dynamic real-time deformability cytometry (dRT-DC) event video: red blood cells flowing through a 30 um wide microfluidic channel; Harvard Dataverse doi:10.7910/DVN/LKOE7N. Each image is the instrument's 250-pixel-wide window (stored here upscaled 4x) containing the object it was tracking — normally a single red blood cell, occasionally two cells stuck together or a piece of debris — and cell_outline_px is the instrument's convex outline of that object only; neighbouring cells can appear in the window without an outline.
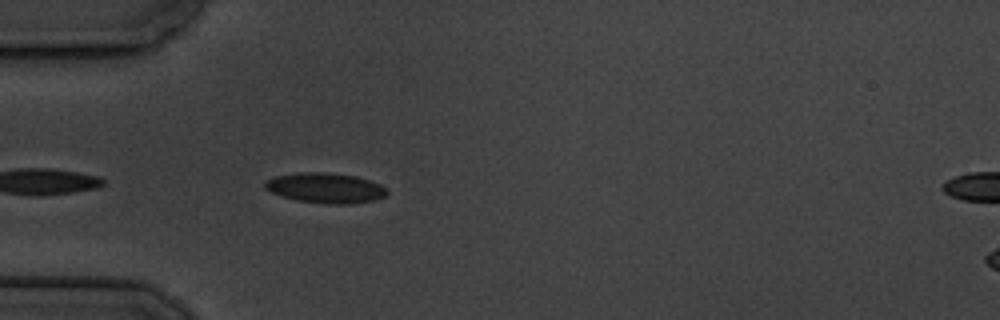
{"species": "common noctule bat (a hibernating species)", "species_latin": "Nyctalus noctula", "temperature_condition": "cold", "stored_images_in_passage": 5, "segment_of_instrument_passage": [1, 2], "camera_frame_rate_fps": 3000, "um_per_image_px": 0.085, "animal": {"sex": "male", "body_mass_g": 19.5, "forearm_length_mm": 54.6}, "frame": {"image": 1, "passage_image": 4, "time_ms": 3.667, "image_size_px": [1000, 320], "cell_outline_px": [[388, 192], [384, 196], [376, 200], [352, 204], [332, 204], [296, 200], [272, 192], [264, 188], [264, 180], [276, 176], [296, 172], [324, 172], [356, 176], [380, 184]], "centroid_in_image_um": [27.65, 15.97], "position_along_channel_um": 57.4, "area_um2": 21.39}}